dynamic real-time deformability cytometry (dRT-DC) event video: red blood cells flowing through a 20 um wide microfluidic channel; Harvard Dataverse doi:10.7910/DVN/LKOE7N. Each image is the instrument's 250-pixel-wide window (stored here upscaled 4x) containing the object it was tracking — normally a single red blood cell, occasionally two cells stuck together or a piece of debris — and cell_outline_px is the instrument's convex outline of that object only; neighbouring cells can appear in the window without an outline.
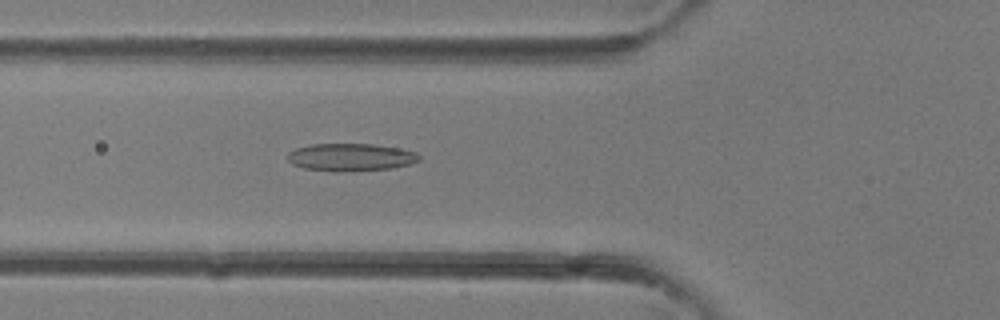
{"species": "common noctule bat (a hibernating species)", "species_latin": "Nyctalus noctula", "temperature_condition": "room temperature", "stored_images_in_passage": 39, "camera_frame_rate_fps": 3000, "um_per_image_px": 0.085, "animal": {"sex": "female"}, "frame": {"image": 1, "passage_image": 14, "time_ms": 4.333, "image_size_px": [1000, 320], "cell_outline_px": [[420, 160], [408, 164], [392, 168], [344, 172], [332, 172], [304, 168], [292, 164], [284, 156], [288, 152], [296, 148], [312, 144], [372, 144], [400, 148], [416, 152], [420, 156]], "centroid_in_image_um": [29.77, 13.37], "position_along_channel_um": 96.0, "area_um2": 21.39}}
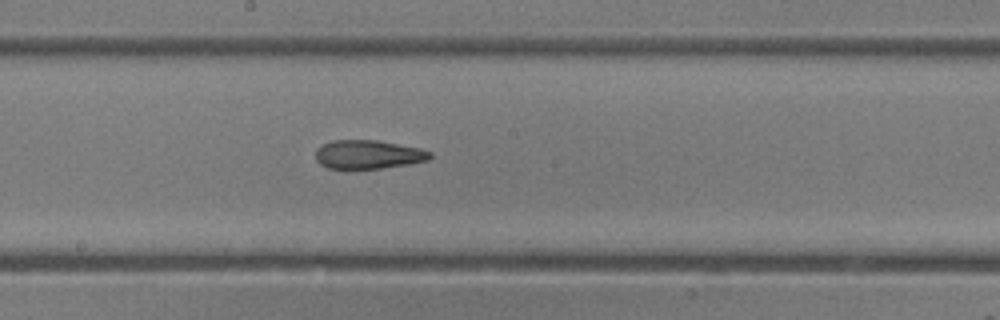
{"frame": {"image": 2, "passage_image": 21, "time_ms": 6.667, "image_size_px": [1000, 320], "cell_outline_px": [[432, 156], [428, 160], [408, 164], [380, 168], [328, 168], [320, 164], [316, 160], [316, 148], [332, 140], [376, 140], [420, 148], [432, 152]], "centroid_in_image_um": [31.3, 13.12], "position_along_channel_um": 216.9, "area_um2": 19.02}}
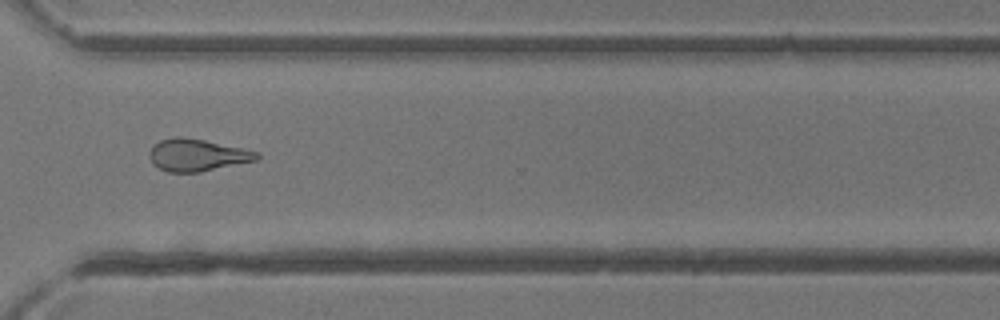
{"frame": {"image": 3, "passage_image": 29, "time_ms": 9.333, "image_size_px": [1000, 320], "cell_outline_px": [[260, 156], [256, 160], [200, 172], [168, 172], [152, 164], [148, 156], [148, 152], [160, 140], [176, 136], [184, 136], [204, 140], [260, 152]], "centroid_in_image_um": [16.73, 13.17], "position_along_channel_um": 353.9, "area_um2": 20.06}}